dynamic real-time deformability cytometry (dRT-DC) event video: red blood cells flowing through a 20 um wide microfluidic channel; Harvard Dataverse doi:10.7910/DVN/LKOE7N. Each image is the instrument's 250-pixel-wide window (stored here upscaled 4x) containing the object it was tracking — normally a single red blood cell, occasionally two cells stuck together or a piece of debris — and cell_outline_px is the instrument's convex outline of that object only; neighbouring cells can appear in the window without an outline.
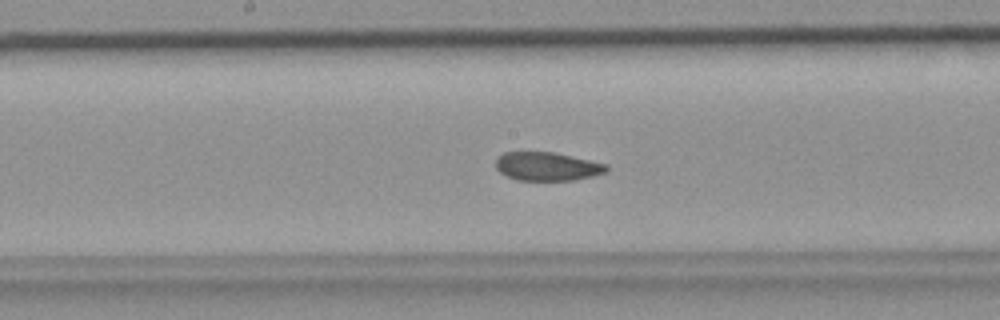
{"species": "common noctule bat (a hibernating species)", "species_latin": "Nyctalus noctula", "temperature_condition": "room temperature", "stored_images_in_passage": 49, "segment_of_instrument_passage": [1, 2], "camera_frame_rate_fps": 3000, "um_per_image_px": 0.085, "animal": {"sex": "female", "body_mass_g": 19.9}, "frame": {"image": 1, "passage_image": 25, "time_ms": 8.0, "image_size_px": [1000, 320], "cell_outline_px": [[608, 168], [604, 172], [592, 176], [572, 180], [516, 180], [500, 172], [496, 168], [496, 160], [504, 152], [552, 152], [608, 164]], "centroid_in_image_um": [46.5, 14.14], "position_along_channel_um": 201.7, "area_um2": 18.15}}
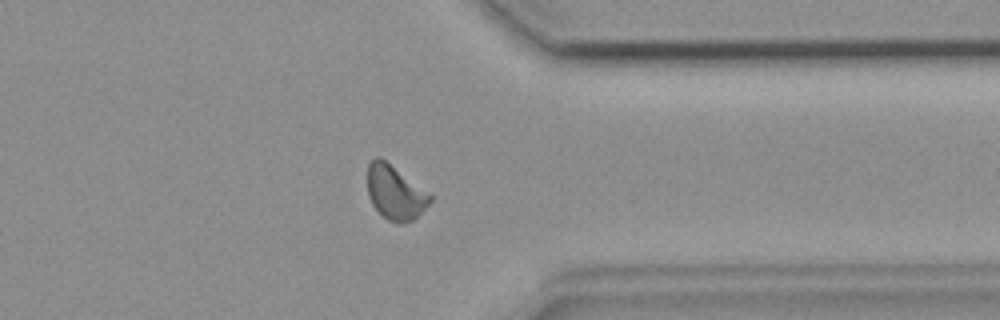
{"frame": {"image": 2, "passage_image": 38, "time_ms": 12.333, "image_size_px": [1000, 320], "cell_outline_px": [[432, 200], [412, 220], [400, 224], [396, 224], [388, 220], [372, 204], [368, 196], [368, 164], [376, 156], [380, 156], [432, 192]], "centroid_in_image_um": [33.61, 16.33], "position_along_channel_um": 377.8, "area_um2": 20.06}}
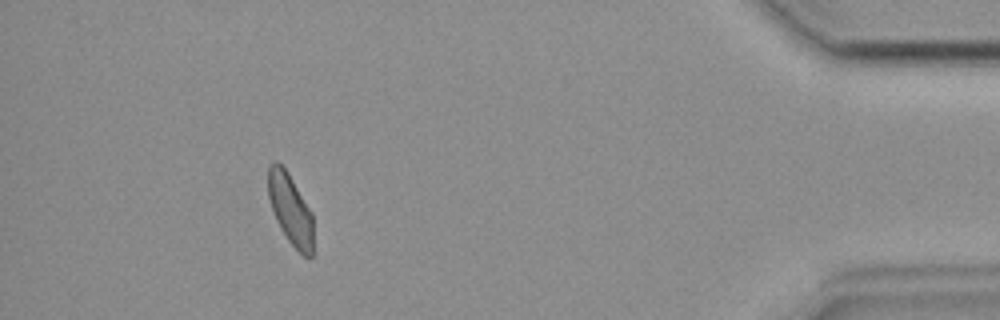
{"frame": {"image": 3, "passage_image": 44, "time_ms": 14.333, "image_size_px": [1000, 320], "cell_outline_px": [[312, 256], [304, 256], [288, 240], [280, 228], [276, 220], [268, 196], [268, 164], [276, 160], [288, 172], [312, 212]], "centroid_in_image_um": [24.66, 17.74], "position_along_channel_um": 410.5, "area_um2": 18.44}}